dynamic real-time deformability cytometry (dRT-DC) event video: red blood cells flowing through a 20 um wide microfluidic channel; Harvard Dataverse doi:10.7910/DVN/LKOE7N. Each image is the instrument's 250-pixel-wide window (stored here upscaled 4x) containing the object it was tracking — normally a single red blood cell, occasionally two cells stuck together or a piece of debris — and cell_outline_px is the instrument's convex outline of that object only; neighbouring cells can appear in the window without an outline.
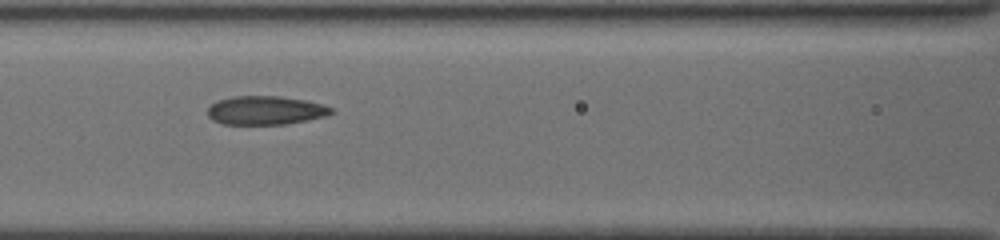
{"species": "common noctule bat (a hibernating species)", "species_latin": "Nyctalus noctula", "temperature_condition": "cold", "stored_images_in_passage": 15, "segment_of_instrument_passage": [1, 2], "camera_frame_rate_fps": 3000, "um_per_image_px": 0.085, "animal": {"sex": "female", "body_mass_g": 19.5, "forearm_length_mm": 54.1}, "frame": {"image": 1, "passage_image": 9, "time_ms": 6.667, "image_size_px": [1000, 240], "cell_outline_px": [[332, 112], [324, 116], [308, 120], [284, 124], [220, 124], [212, 120], [208, 116], [208, 108], [216, 100], [232, 96], [280, 96], [308, 100], [324, 104], [332, 108]], "centroid_in_image_um": [22.54, 9.37], "position_along_channel_um": 144.1, "area_um2": 20.81}}
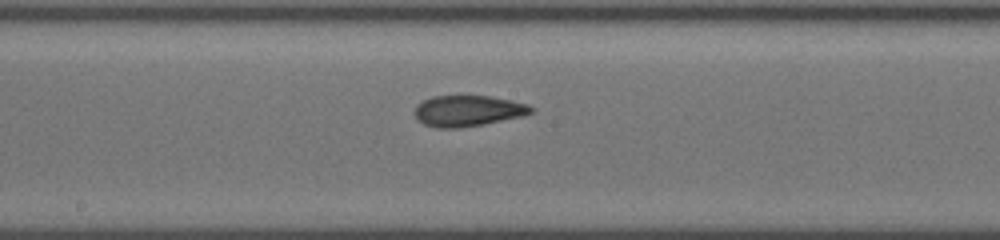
{"frame": {"image": 2, "passage_image": 13, "time_ms": 8.333, "image_size_px": [1000, 240], "cell_outline_px": [[536, 108], [532, 112], [524, 116], [484, 124], [460, 128], [440, 128], [424, 124], [416, 116], [416, 104], [432, 96], [492, 96], [512, 100], [528, 104]], "centroid_in_image_um": [39.83, 9.41], "position_along_channel_um": 208.4, "area_um2": 21.04}}